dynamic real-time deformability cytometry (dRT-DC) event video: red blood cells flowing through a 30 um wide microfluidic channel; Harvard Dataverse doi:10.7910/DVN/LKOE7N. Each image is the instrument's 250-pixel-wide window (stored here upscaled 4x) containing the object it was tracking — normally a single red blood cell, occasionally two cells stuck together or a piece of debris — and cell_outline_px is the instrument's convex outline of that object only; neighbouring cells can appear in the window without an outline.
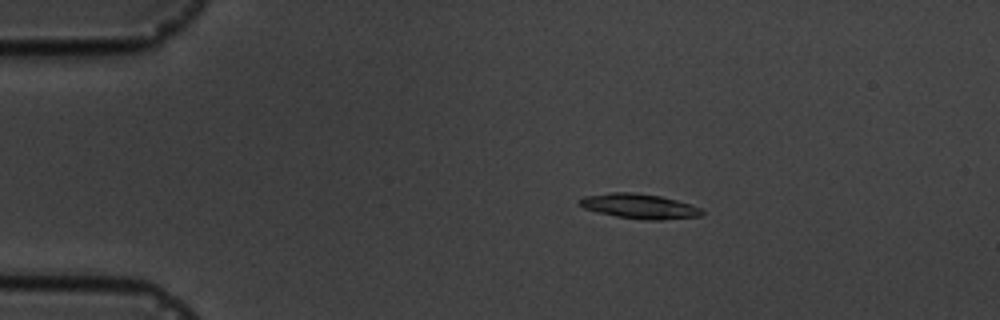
{"species": "common noctule bat (a hibernating species)", "species_latin": "Nyctalus noctula", "temperature_condition": "cold", "stored_images_in_passage": 5, "camera_frame_rate_fps": 3000, "um_per_image_px": 0.085, "animal": {"sex": "male", "body_mass_g": 19.5, "forearm_length_mm": 54.6}, "frame": {"image": 1, "passage_image": 4, "time_ms": 3.333, "image_size_px": [1000, 320], "cell_outline_px": [[704, 212], [700, 216], [664, 220], [644, 220], [616, 216], [596, 212], [584, 208], [580, 204], [580, 200], [584, 196], [612, 192], [632, 192], [660, 196], [692, 204], [700, 208]], "centroid_in_image_um": [54.37, 17.53], "position_along_channel_um": 30.6, "area_um2": 17.69}}